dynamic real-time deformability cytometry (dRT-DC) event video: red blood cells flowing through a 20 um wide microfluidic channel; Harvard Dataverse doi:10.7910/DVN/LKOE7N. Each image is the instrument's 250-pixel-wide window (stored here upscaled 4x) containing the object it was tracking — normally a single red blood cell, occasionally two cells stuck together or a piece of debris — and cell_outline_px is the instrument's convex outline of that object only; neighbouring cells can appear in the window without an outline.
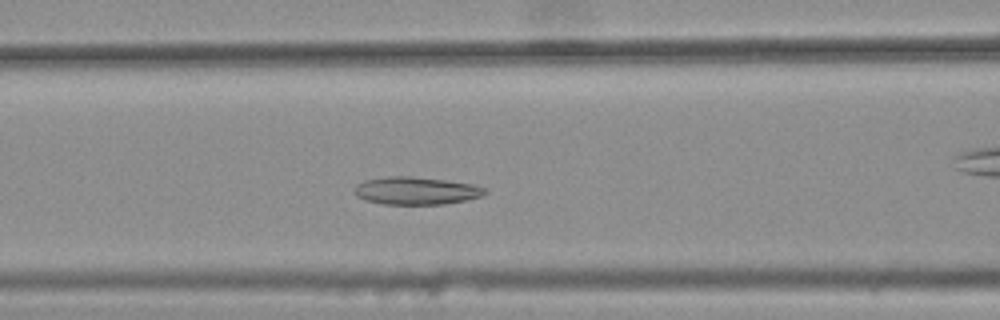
{"species": "common noctule bat (a hibernating species)", "species_latin": "Nyctalus noctula", "temperature_condition": "warm", "stored_images_in_passage": 38, "camera_frame_rate_fps": 3000, "um_per_image_px": 0.085, "animal": {"sex": "female", "body_mass_g": 25.1}, "frame": {"image": 1, "passage_image": 17, "time_ms": 5.333, "image_size_px": [1000, 320], "cell_outline_px": [[488, 192], [484, 196], [444, 204], [384, 204], [364, 200], [356, 196], [356, 184], [364, 180], [388, 176], [412, 176], [444, 180], [472, 184], [484, 188]], "centroid_in_image_um": [35.36, 16.21], "position_along_channel_um": 131.2, "area_um2": 20.98}}
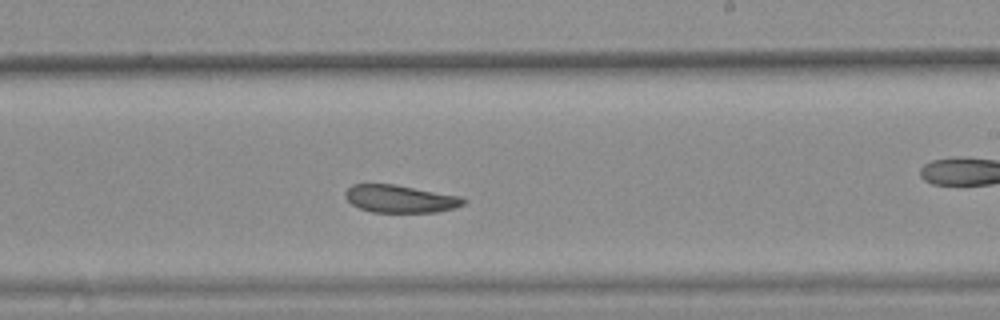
{"frame": {"image": 2, "passage_image": 27, "time_ms": 8.667, "image_size_px": [1000, 320], "cell_outline_px": [[468, 200], [464, 204], [452, 208], [436, 212], [372, 212], [360, 208], [352, 204], [344, 196], [344, 192], [352, 184], [396, 184], [460, 196]], "centroid_in_image_um": [34.01, 16.89], "position_along_channel_um": 255.0, "area_um2": 19.02}}
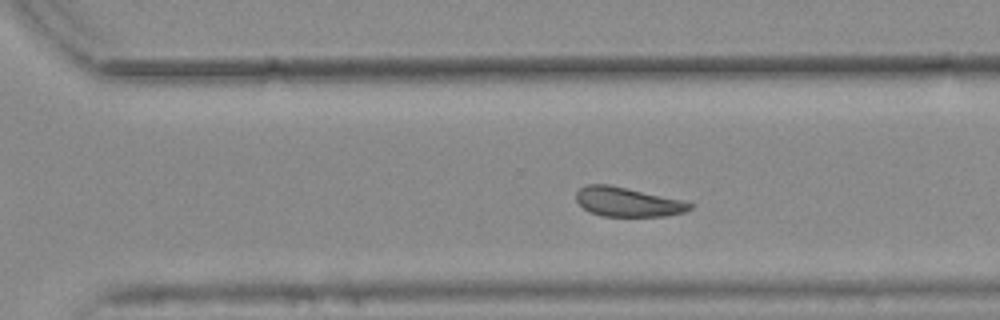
{"frame": {"image": 3, "passage_image": 32, "time_ms": 10.333, "image_size_px": [1000, 320], "cell_outline_px": [[692, 208], [684, 212], [664, 216], [604, 216], [588, 212], [576, 200], [576, 192], [580, 188], [588, 184], [608, 184], [680, 200], [692, 204]], "centroid_in_image_um": [53.3, 17.17], "position_along_channel_um": 317.3, "area_um2": 19.07}, "authors_computed_cell_mechanics": {"area_um2": 20.3745, "velocity_mm_per_s": 3.7316, "shape_relaxation_time_tau1_ms": null, "shape_relaxation_time_tau2_ms": 5.594, "deformation_change_tau1": null, "deformation_change_tau2": 0.139}}